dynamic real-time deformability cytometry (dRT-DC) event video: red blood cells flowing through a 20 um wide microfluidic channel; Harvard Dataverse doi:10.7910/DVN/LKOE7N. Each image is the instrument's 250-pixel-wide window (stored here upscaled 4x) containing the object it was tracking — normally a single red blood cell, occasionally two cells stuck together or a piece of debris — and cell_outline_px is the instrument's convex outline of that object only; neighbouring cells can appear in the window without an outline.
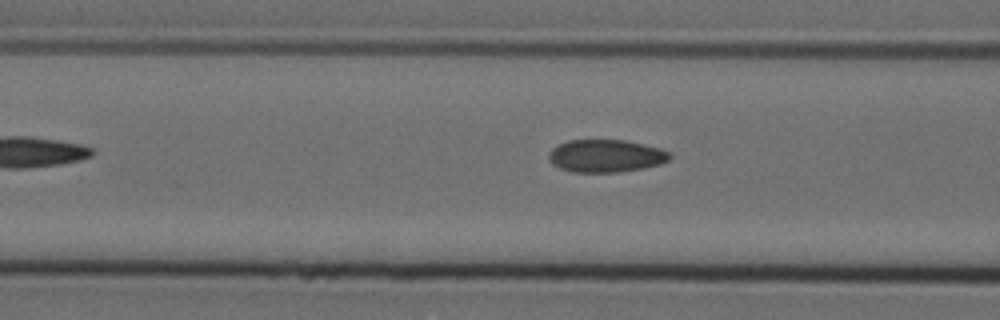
{"species": "Egyptian fruit bat (a non-hibernating species)", "species_latin": "Rousettus aegyptiacus", "temperature_condition": "cold", "stored_images_in_passage": 4, "camera_frame_rate_fps": 3000, "um_per_image_px": 0.085, "animal": {"sex": "female"}, "frame": {"image": 1, "passage_image": 4, "time_ms": 1.0, "image_size_px": [1000, 320], "cell_outline_px": [[672, 156], [668, 160], [660, 164], [644, 168], [616, 172], [572, 172], [560, 168], [552, 164], [548, 160], [548, 156], [552, 148], [568, 140], [624, 140], [660, 148], [668, 152]], "centroid_in_image_um": [51.48, 13.25], "position_along_channel_um": 115.1, "area_um2": 22.95}}